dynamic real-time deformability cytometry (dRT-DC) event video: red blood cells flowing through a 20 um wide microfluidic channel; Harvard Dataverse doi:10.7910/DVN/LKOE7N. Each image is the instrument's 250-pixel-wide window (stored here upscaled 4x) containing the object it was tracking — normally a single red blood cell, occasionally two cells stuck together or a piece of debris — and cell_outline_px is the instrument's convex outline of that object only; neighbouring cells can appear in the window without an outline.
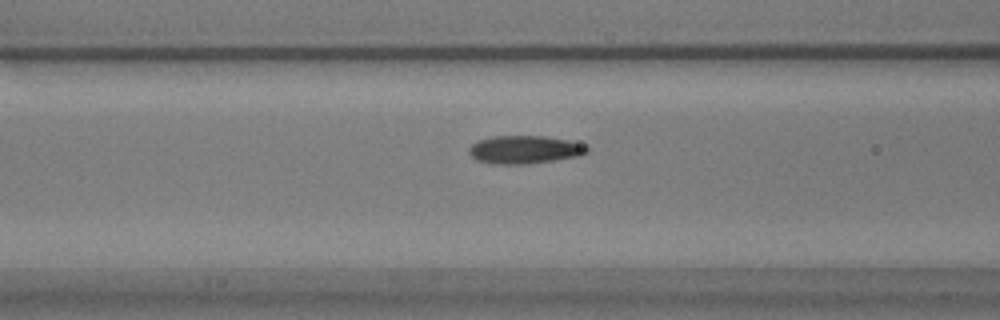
{"species": "common noctule bat (a hibernating species)", "species_latin": "Nyctalus noctula", "temperature_condition": "warm", "stored_images_in_passage": 40, "camera_frame_rate_fps": 3000, "um_per_image_px": 0.085, "animal": {"sex": "male", "body_mass_g": 17.9}, "frame": {"image": 1, "passage_image": 11, "time_ms": 3.333, "image_size_px": [1000, 320], "cell_outline_px": [[588, 152], [580, 156], [556, 160], [528, 164], [496, 164], [476, 160], [468, 152], [468, 148], [476, 140], [492, 136], [544, 136], [568, 140], [580, 144], [588, 148]], "centroid_in_image_um": [44.55, 12.72], "position_along_channel_um": 122.0, "area_um2": 19.36}}
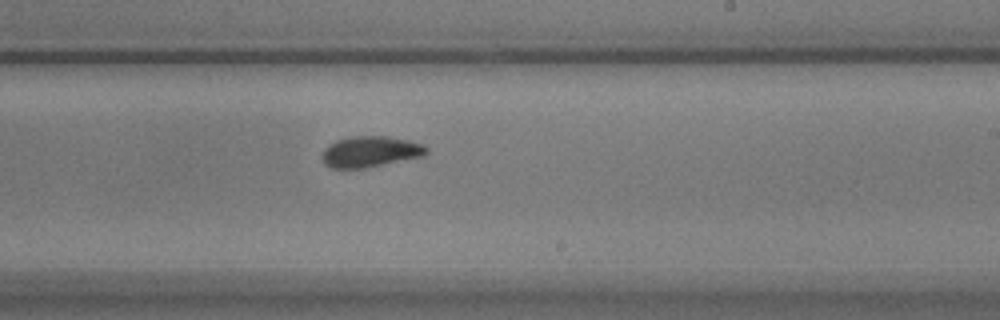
{"frame": {"image": 2, "passage_image": 22, "time_ms": 7.0, "image_size_px": [1000, 320], "cell_outline_px": [[428, 152], [424, 156], [364, 168], [332, 168], [324, 164], [320, 156], [324, 148], [328, 144], [336, 140], [352, 136], [388, 136], [408, 140], [424, 144], [428, 148]], "centroid_in_image_um": [31.46, 12.88], "position_along_channel_um": 257.5, "area_um2": 19.02}}
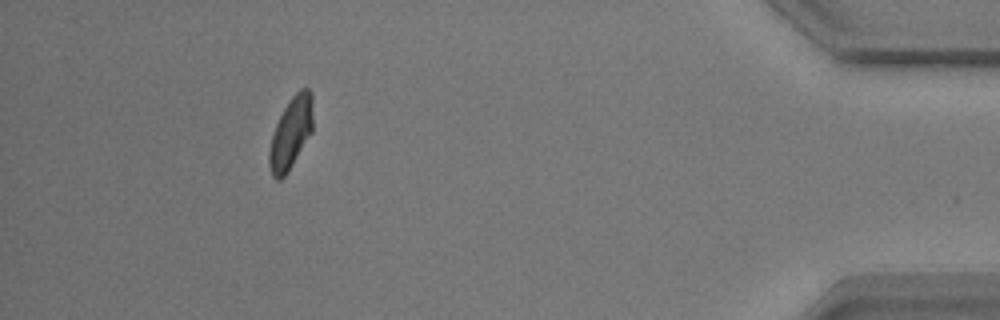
{"frame": {"image": 3, "passage_image": 39, "time_ms": 12.667, "image_size_px": [1000, 320], "cell_outline_px": [[312, 132], [292, 164], [284, 176], [280, 180], [276, 180], [272, 176], [268, 164], [268, 152], [272, 136], [276, 124], [284, 108], [292, 96], [300, 88], [308, 88], [312, 92]], "centroid_in_image_um": [24.71, 11.3], "position_along_channel_um": 410.5, "area_um2": 18.09}}